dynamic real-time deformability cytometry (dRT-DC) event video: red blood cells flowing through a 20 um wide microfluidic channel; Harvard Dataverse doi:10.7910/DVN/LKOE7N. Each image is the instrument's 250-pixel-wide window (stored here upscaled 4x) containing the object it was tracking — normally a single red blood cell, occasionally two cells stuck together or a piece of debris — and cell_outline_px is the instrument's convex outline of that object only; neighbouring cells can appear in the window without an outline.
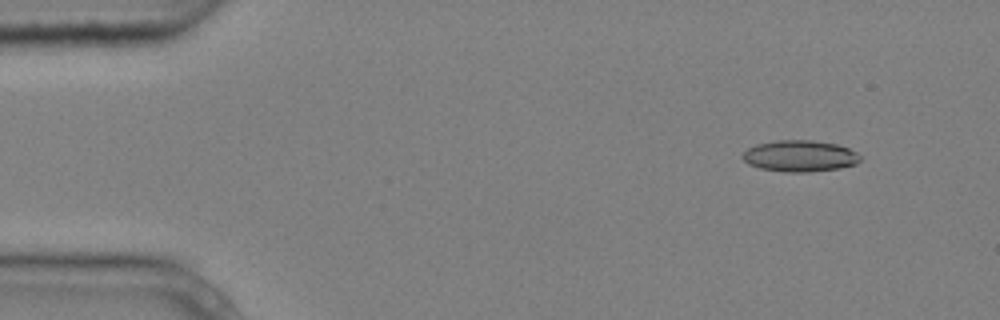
{"species": "common noctule bat (a hibernating species)", "species_latin": "Nyctalus noctula", "temperature_condition": "cold", "stored_images_in_passage": 4, "camera_frame_rate_fps": 3000, "um_per_image_px": 0.085, "animal": {"sex": "male", "body_mass_g": 20.4}, "frame": {"image": 1, "passage_image": 2, "time_ms": 0.333, "image_size_px": [1000, 320], "cell_outline_px": [[860, 160], [856, 164], [840, 168], [808, 172], [784, 172], [760, 168], [748, 164], [740, 156], [748, 148], [756, 144], [776, 140], [812, 140], [836, 144], [848, 148], [856, 152], [860, 156]], "centroid_in_image_um": [67.97, 13.26], "position_along_channel_um": 17.0, "area_um2": 21.56}}
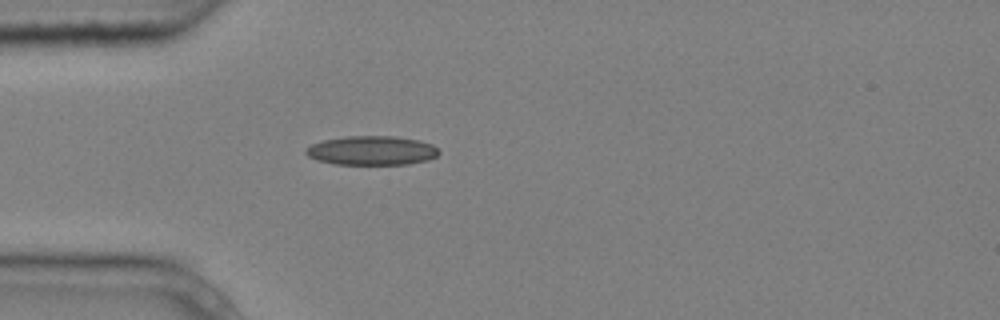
{"frame": {"image": 2, "passage_image": 4, "time_ms": 1.0, "image_size_px": [1000, 320], "cell_outline_px": [[440, 152], [436, 156], [428, 160], [408, 164], [336, 164], [316, 160], [308, 156], [304, 152], [304, 148], [312, 144], [324, 140], [348, 136], [392, 136], [420, 140], [432, 144]], "centroid_in_image_um": [31.58, 12.79], "position_along_channel_um": 53.4, "area_um2": 22.6}}